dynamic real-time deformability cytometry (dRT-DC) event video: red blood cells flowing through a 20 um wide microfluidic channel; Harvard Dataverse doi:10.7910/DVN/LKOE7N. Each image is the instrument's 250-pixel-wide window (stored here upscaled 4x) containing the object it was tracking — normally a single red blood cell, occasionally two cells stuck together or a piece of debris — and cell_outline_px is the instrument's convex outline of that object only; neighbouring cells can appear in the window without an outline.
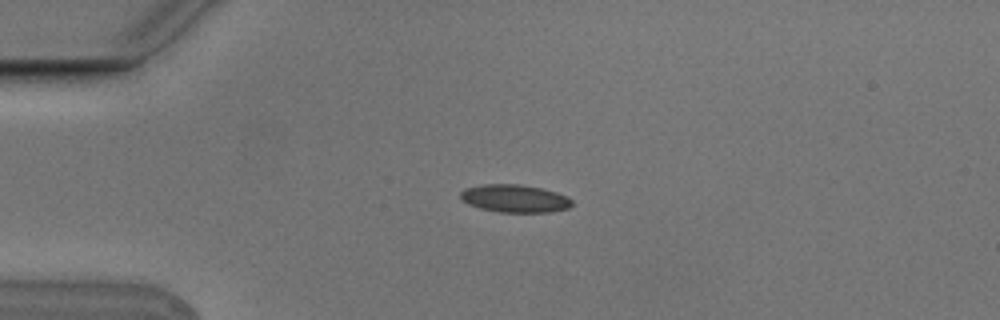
{"species": "Egyptian fruit bat (a non-hibernating species)", "species_latin": "Rousettus aegyptiacus", "temperature_condition": "cold", "stored_images_in_passage": 3, "camera_frame_rate_fps": 3000, "um_per_image_px": 0.085, "animal": {"sex": "male"}, "frame": {"image": 1, "passage_image": 2, "time_ms": 0.333, "image_size_px": [1000, 320], "cell_outline_px": [[572, 204], [568, 208], [552, 212], [500, 212], [480, 208], [468, 204], [460, 200], [460, 192], [464, 188], [484, 184], [520, 184], [540, 188], [556, 192], [568, 196], [572, 200]], "centroid_in_image_um": [43.73, 16.87], "position_along_channel_um": 41.3, "area_um2": 18.15}}